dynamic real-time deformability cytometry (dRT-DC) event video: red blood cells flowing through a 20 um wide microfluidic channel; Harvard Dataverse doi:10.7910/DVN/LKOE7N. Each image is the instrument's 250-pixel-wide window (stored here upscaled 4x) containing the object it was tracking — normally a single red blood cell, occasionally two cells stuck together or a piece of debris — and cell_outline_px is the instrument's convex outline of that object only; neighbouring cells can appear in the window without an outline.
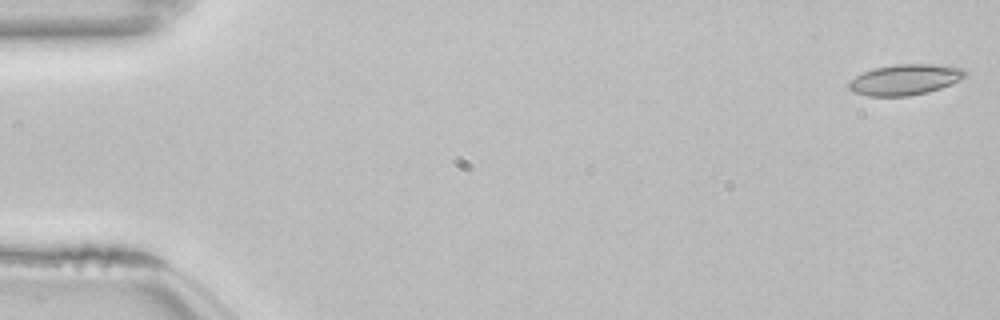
{"species": "common noctule bat (a hibernating species)", "species_latin": "Nyctalus noctula", "temperature_condition": "room temperature", "stored_images_in_passage": 53, "camera_frame_rate_fps": 3000, "um_per_image_px": 0.085, "animal": {"sex": "female", "body_mass_g": 22.7, "forearm_length_mm": 54.2}, "frame": {"image": 1, "passage_image": 1, "time_ms": 0.0, "image_size_px": [1000, 320], "cell_outline_px": [[968, 76], [940, 88], [928, 92], [908, 96], [868, 96], [852, 92], [848, 88], [848, 84], [856, 76], [864, 72], [876, 68], [896, 64], [936, 64], [964, 68], [968, 72]], "centroid_in_image_um": [76.96, 6.77], "position_along_channel_um": 8.0, "area_um2": 20.81}}
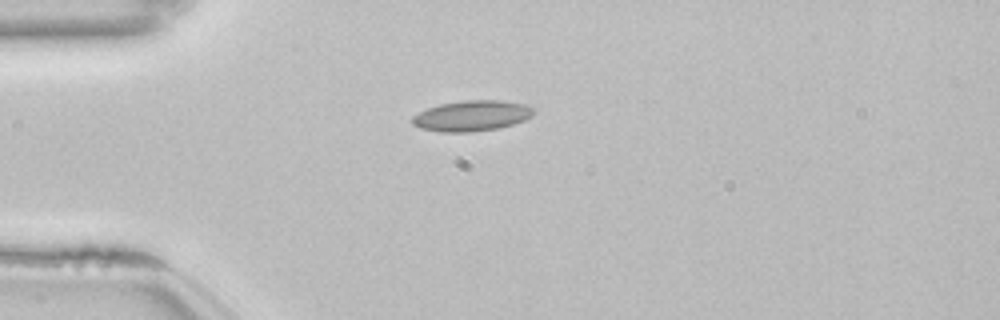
{"frame": {"image": 2, "passage_image": 14, "time_ms": 4.333, "image_size_px": [1000, 320], "cell_outline_px": [[532, 116], [524, 120], [512, 124], [496, 128], [472, 132], [440, 132], [420, 128], [412, 124], [412, 116], [428, 108], [440, 104], [464, 100], [500, 100], [524, 104], [532, 108]], "centroid_in_image_um": [40.06, 9.84], "position_along_channel_um": 44.9, "area_um2": 21.44}}
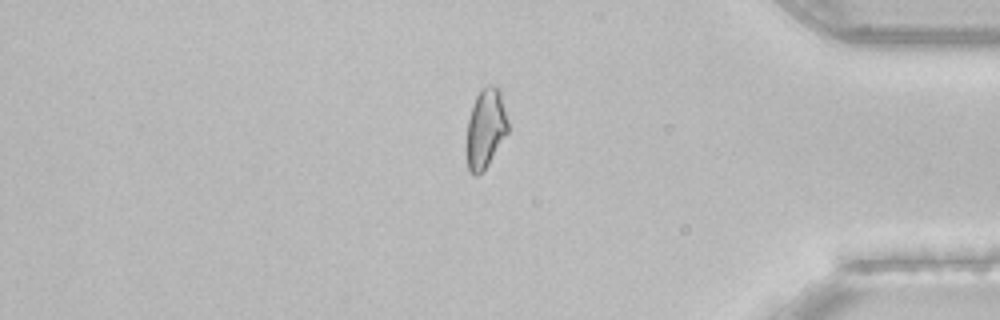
{"frame": {"image": 3, "passage_image": 45, "time_ms": 14.667, "image_size_px": [1000, 320], "cell_outline_px": [[508, 132], [488, 164], [476, 176], [472, 176], [468, 172], [468, 120], [476, 96], [480, 88], [488, 84], [492, 84], [500, 92], [508, 120]], "centroid_in_image_um": [41.29, 10.89], "position_along_channel_um": 393.9, "area_um2": 18.73}, "authors_computed_cell_mechanics": {"area_um2": 19.5942, "velocity_mm_per_s": 3.8487, "shape_relaxation_time_tau1_ms": null, "shape_relaxation_time_tau2_ms": 2.7507, "deformation_change_tau1": null, "deformation_change_tau2": 0.097}}